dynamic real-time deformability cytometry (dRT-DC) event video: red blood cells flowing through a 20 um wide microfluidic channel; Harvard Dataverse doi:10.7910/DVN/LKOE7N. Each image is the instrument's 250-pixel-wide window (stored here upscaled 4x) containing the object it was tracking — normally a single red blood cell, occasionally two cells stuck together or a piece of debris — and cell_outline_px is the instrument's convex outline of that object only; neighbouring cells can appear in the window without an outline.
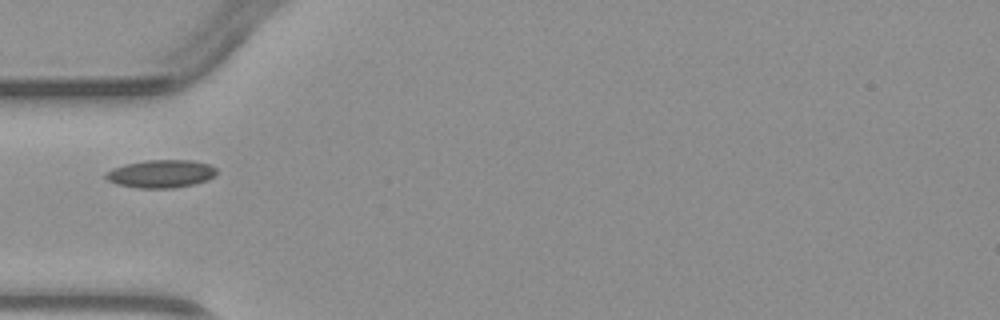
{"species": "common noctule bat (a hibernating species)", "species_latin": "Nyctalus noctula", "temperature_condition": "warm", "stored_images_in_passage": 3, "camera_frame_rate_fps": 3000, "um_per_image_px": 0.085, "animal": {"sex": "male", "body_mass_g": 23.1, "forearm_length_mm": 52.7}, "frame": {"image": 1, "passage_image": 2, "time_ms": 1.333, "image_size_px": [1000, 320], "cell_outline_px": [[216, 172], [208, 180], [192, 184], [172, 188], [136, 188], [116, 184], [108, 180], [104, 176], [112, 168], [124, 164], [144, 160], [192, 160], [208, 164], [216, 168]], "centroid_in_image_um": [13.65, 14.77], "position_along_channel_um": 71.4, "area_um2": 17.98}}
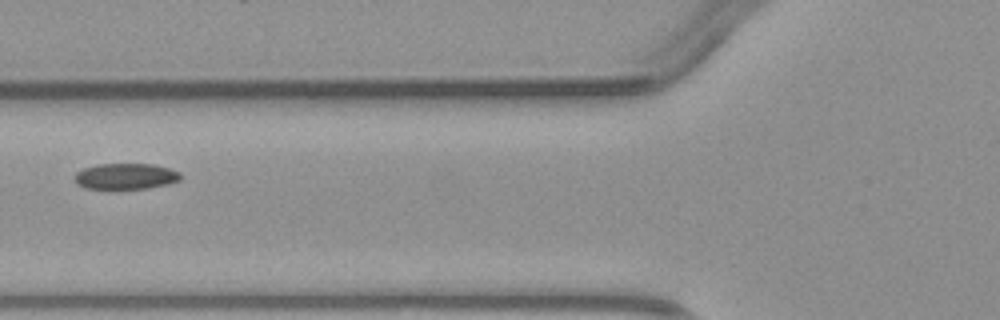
{"frame": {"image": 2, "passage_image": 3, "time_ms": 2.333, "image_size_px": [1000, 320], "cell_outline_px": [[180, 180], [168, 184], [148, 188], [88, 188], [76, 184], [76, 172], [84, 168], [96, 164], [152, 164], [168, 168], [180, 172]], "centroid_in_image_um": [10.7, 14.97], "position_along_channel_um": 115.1, "area_um2": 15.78}}